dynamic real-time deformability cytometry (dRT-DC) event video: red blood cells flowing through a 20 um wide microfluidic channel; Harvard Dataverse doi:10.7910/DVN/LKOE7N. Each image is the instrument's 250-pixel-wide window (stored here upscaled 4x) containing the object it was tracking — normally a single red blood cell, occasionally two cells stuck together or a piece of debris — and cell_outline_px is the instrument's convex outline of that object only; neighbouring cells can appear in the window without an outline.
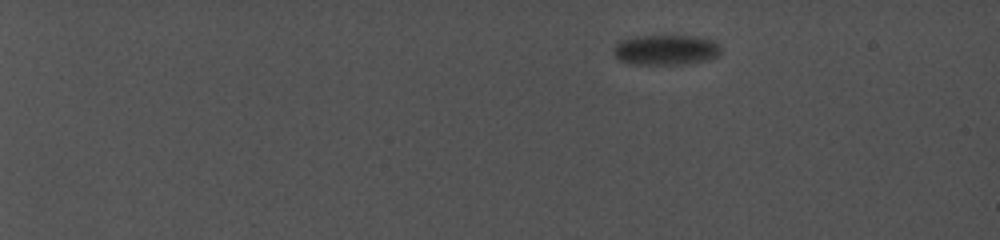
{"species": "common noctule bat (a hibernating species)", "species_latin": "Nyctalus noctula", "temperature_condition": "cold", "stored_images_in_passage": 31, "camera_frame_rate_fps": 5000, "um_per_image_px": 0.085, "animal": {"sex": "female", "body_mass_g": 19.0, "forearm_length_mm": 56.7}, "frame": {"image": 1, "passage_image": 1, "time_ms": 0.0, "image_size_px": [1000, 240], "cell_outline_px": [[720, 52], [716, 56], [704, 60], [688, 64], [628, 64], [620, 60], [616, 56], [616, 48], [620, 44], [628, 40], [664, 36], [676, 36], [700, 40], [712, 44]], "centroid_in_image_um": [56.54, 4.32], "position_along_channel_um": 28.5, "area_um2": 16.99}}
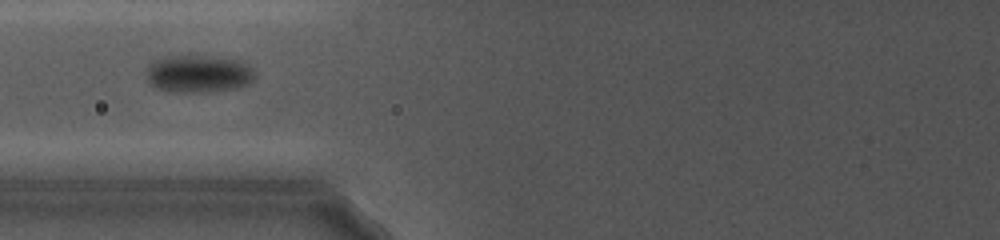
{"frame": {"image": 2, "passage_image": 15, "time_ms": 7.2, "image_size_px": [1000, 240], "cell_outline_px": [[256, 76], [252, 80], [244, 84], [232, 88], [208, 92], [176, 92], [156, 88], [148, 80], [148, 64], [164, 56], [212, 56], [236, 60], [252, 68]], "centroid_in_image_um": [16.84, 6.27], "position_along_channel_um": 109.0, "area_um2": 23.29}}
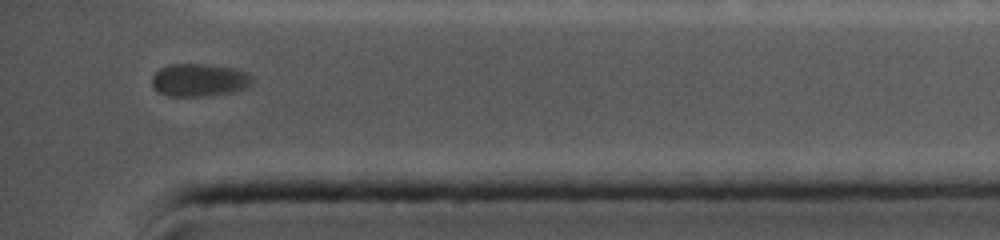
{"frame": {"image": 3, "passage_image": 31, "time_ms": 15.4, "image_size_px": [1000, 240], "cell_outline_px": [[252, 84], [236, 92], [208, 96], [168, 96], [160, 92], [152, 84], [152, 76], [160, 68], [168, 64], [208, 64], [232, 68], [244, 72], [252, 76]], "centroid_in_image_um": [16.94, 6.81], "position_along_channel_um": 418.3, "area_um2": 19.19}}